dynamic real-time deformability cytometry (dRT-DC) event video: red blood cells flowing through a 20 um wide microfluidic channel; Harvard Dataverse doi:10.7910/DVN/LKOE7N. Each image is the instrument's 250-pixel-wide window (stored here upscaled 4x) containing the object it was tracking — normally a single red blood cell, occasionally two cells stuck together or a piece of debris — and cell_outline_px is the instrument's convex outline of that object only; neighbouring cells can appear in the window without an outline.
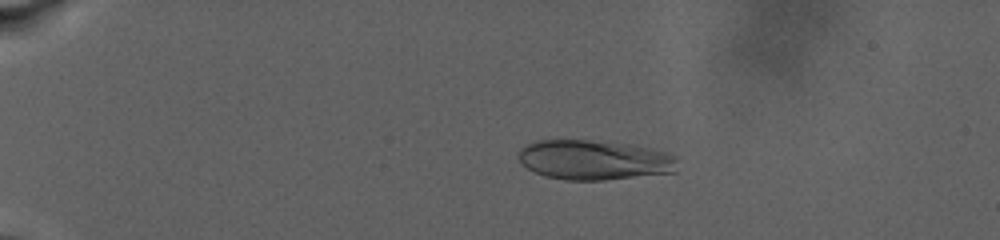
{"species": "human", "species_latin": "Homo sapiens", "temperature_condition": "warm", "stored_images_in_passage": 89, "camera_frame_rate_fps": 3000, "um_per_image_px": 0.085, "donor": {"sex": "male"}, "frame": {"image": 1, "passage_image": 21, "time_ms": 6.667, "image_size_px": [1000, 240], "cell_outline_px": [[676, 172], [604, 180], [564, 180], [544, 176], [528, 168], [520, 160], [520, 148], [536, 140], [588, 140], [628, 144], [668, 152], [676, 156]], "centroid_in_image_um": [50.53, 13.6], "position_along_channel_um": 34.5, "area_um2": 36.7}}
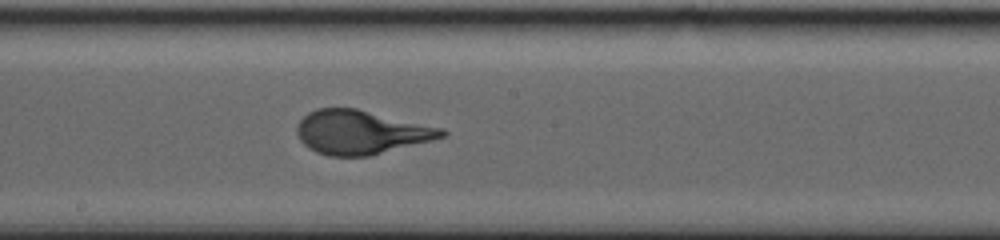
{"frame": {"image": 2, "passage_image": 50, "time_ms": 17.667, "image_size_px": [1000, 240], "cell_outline_px": [[448, 132], [444, 136], [368, 156], [328, 156], [316, 152], [308, 148], [300, 140], [296, 132], [296, 128], [300, 120], [308, 112], [316, 108], [356, 108], [444, 128]], "centroid_in_image_um": [30.63, 11.23], "position_along_channel_um": 217.6, "area_um2": 36.76}}
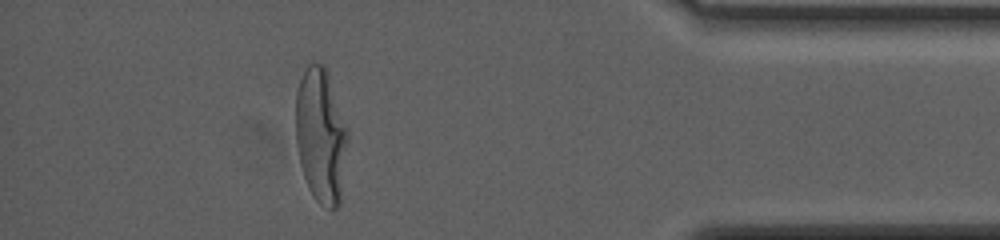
{"frame": {"image": 3, "passage_image": 80, "time_ms": 26.667, "image_size_px": [1000, 240], "cell_outline_px": [[348, 140], [340, 204], [332, 212], [320, 204], [316, 200], [308, 188], [300, 164], [296, 144], [296, 92], [300, 80], [308, 64], [312, 60], [324, 64], [328, 72], [348, 128]], "centroid_in_image_um": [27.29, 11.53], "position_along_channel_um": 407.9, "area_um2": 41.44}}